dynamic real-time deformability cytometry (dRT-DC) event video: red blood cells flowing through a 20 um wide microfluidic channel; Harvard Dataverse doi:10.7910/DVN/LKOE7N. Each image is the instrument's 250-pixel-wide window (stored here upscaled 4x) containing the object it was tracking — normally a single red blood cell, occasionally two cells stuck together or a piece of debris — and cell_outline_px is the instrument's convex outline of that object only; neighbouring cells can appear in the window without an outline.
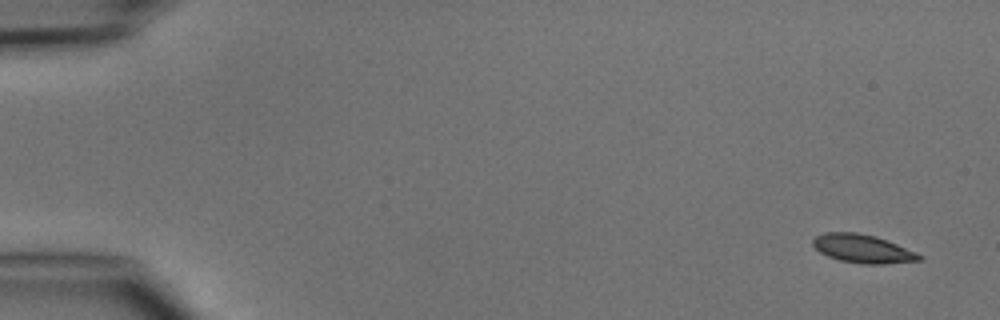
{"species": "common noctule bat (a hibernating species)", "species_latin": "Nyctalus noctula", "temperature_condition": "cold", "stored_images_in_passage": 6, "camera_frame_rate_fps": 3000, "um_per_image_px": 0.085, "animal": {"sex": "male", "body_mass_g": 15.6}, "frame": {"image": 1, "passage_image": 1, "time_ms": 0.0, "image_size_px": [1000, 320], "cell_outline_px": [[924, 256], [920, 260], [884, 264], [860, 264], [840, 260], [828, 256], [820, 252], [812, 244], [812, 240], [816, 236], [824, 232], [856, 232], [876, 236], [888, 240], [916, 252]], "centroid_in_image_um": [73.33, 21.13], "position_along_channel_um": 11.7, "area_um2": 17.69}}
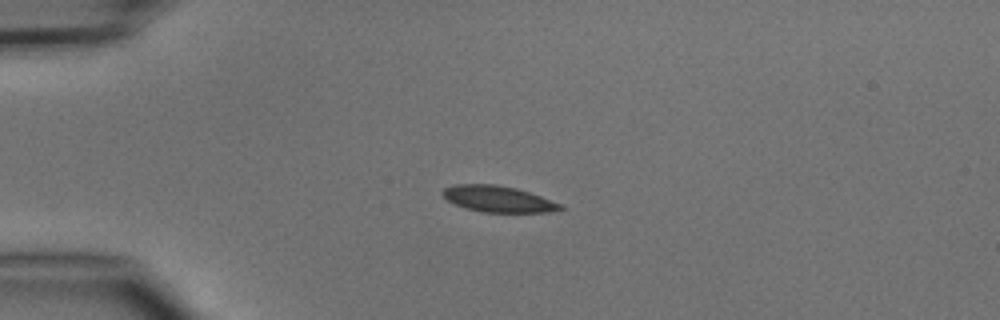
{"frame": {"image": 2, "passage_image": 4, "time_ms": 3.333, "image_size_px": [1000, 320], "cell_outline_px": [[564, 208], [548, 212], [484, 212], [468, 208], [456, 204], [448, 200], [440, 192], [444, 188], [452, 184], [496, 184], [516, 188], [564, 204]], "centroid_in_image_um": [42.35, 16.9], "position_along_channel_um": 42.7, "area_um2": 17.86}}